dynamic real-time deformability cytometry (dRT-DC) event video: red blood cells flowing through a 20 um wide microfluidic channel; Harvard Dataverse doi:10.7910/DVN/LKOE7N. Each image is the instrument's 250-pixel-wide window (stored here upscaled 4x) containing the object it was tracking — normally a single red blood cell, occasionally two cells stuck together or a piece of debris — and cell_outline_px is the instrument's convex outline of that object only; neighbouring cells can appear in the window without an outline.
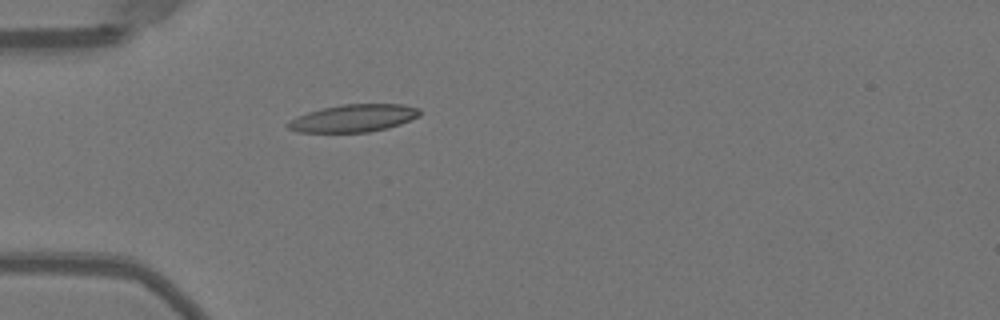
{"species": "Egyptian fruit bat (a non-hibernating species)", "species_latin": "Rousettus aegyptiacus", "temperature_condition": "warm", "stored_images_in_passage": 37, "camera_frame_rate_fps": 3000, "um_per_image_px": 0.085, "animal": {"sex": "female"}, "frame": {"image": 1, "passage_image": 1, "time_ms": 0.0, "image_size_px": [1000, 320], "cell_outline_px": [[420, 116], [400, 124], [388, 128], [368, 132], [296, 132], [288, 128], [284, 124], [308, 112], [324, 108], [344, 104], [404, 104], [420, 108]], "centroid_in_image_um": [30.09, 10.05], "position_along_channel_um": 54.9, "area_um2": 21.04}}
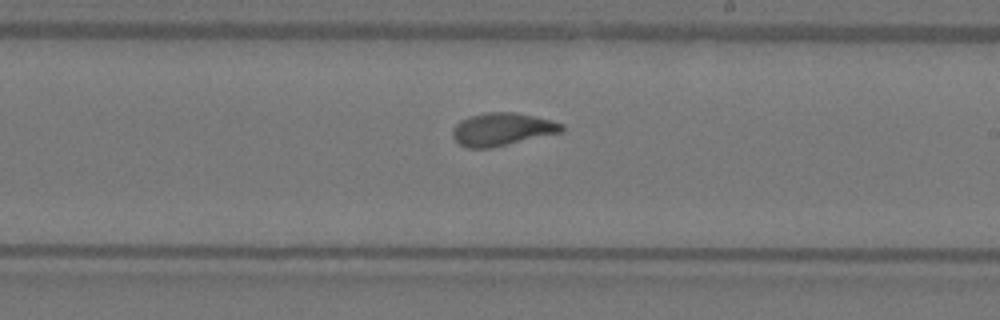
{"frame": {"image": 2, "passage_image": 16, "time_ms": 5.0, "image_size_px": [1000, 320], "cell_outline_px": [[564, 128], [560, 132], [492, 148], [468, 148], [460, 144], [452, 136], [452, 128], [460, 120], [468, 116], [484, 112], [516, 112], [552, 120], [564, 124]], "centroid_in_image_um": [42.65, 10.98], "position_along_channel_um": 246.4, "area_um2": 20.92}}
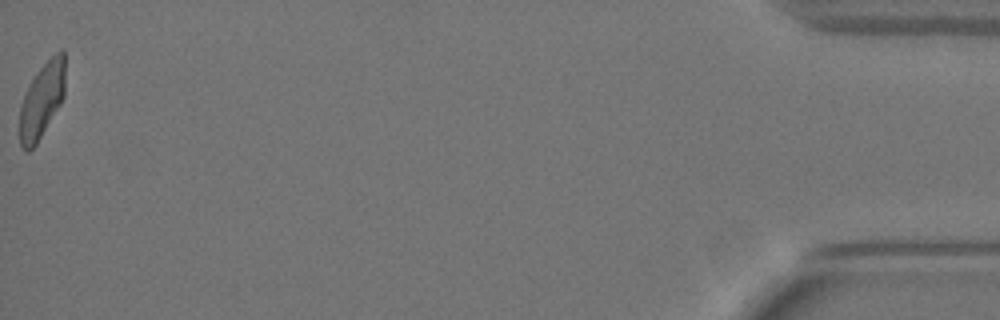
{"frame": {"image": 3, "passage_image": 37, "time_ms": 12.0, "image_size_px": [1000, 320], "cell_outline_px": [[64, 96], [60, 104], [36, 144], [28, 152], [20, 144], [20, 104], [36, 72], [60, 48], [64, 48]], "centroid_in_image_um": [3.56, 8.5], "position_along_channel_um": 431.6, "area_um2": 19.54}, "authors_computed_cell_mechanics": {"area_um2": 20.5768, "velocity_mm_per_s": 3.9908, "shape_relaxation_time_tau1_ms": 5.3555, "shape_relaxation_time_tau2_ms": 1.0878, "deformation_change_tau1": 0.1897, "deformation_change_tau2": 0.0804}}